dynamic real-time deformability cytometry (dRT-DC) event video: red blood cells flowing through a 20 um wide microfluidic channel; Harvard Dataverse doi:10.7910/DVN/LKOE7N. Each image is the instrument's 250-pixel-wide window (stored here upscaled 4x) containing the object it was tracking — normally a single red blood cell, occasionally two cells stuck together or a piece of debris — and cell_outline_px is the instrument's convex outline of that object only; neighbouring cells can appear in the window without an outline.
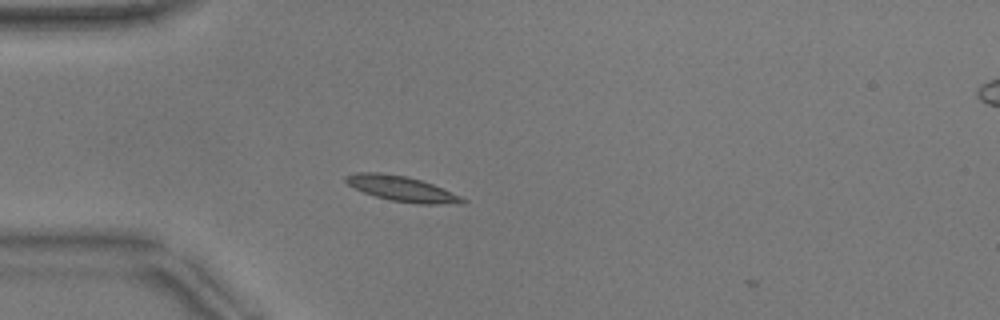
{"species": "common noctule bat (a hibernating species)", "species_latin": "Nyctalus noctula", "temperature_condition": "warm", "stored_images_in_passage": 37, "camera_frame_rate_fps": 3000, "um_per_image_px": 0.085, "animal": {"sex": "male", "body_mass_g": 17.9}, "frame": {"image": 1, "passage_image": 2, "time_ms": 0.333, "image_size_px": [1000, 320], "cell_outline_px": [[468, 200], [464, 204], [420, 204], [388, 200], [364, 192], [348, 184], [344, 180], [344, 176], [356, 172], [380, 172], [408, 176], [432, 184], [460, 196]], "centroid_in_image_um": [34.16, 16.04], "position_along_channel_um": 50.8, "area_um2": 17.17}}
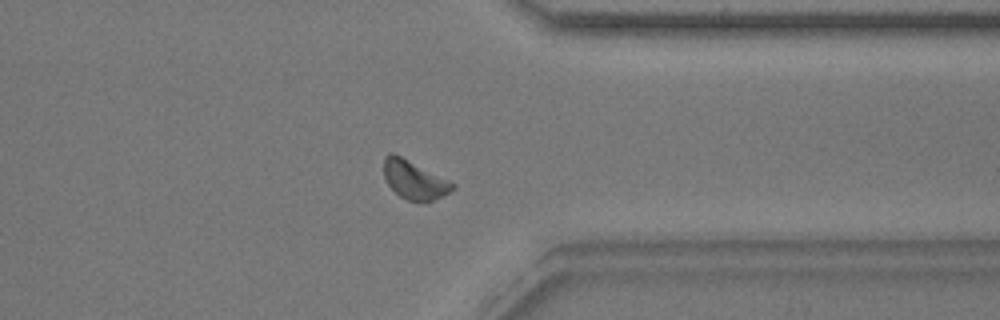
{"frame": {"image": 2, "passage_image": 29, "time_ms": 9.333, "image_size_px": [1000, 320], "cell_outline_px": [[456, 188], [432, 200], [408, 200], [400, 196], [388, 184], [384, 176], [384, 156], [388, 152], [392, 152], [456, 184]], "centroid_in_image_um": [35.19, 15.26], "position_along_channel_um": 376.2, "area_um2": 14.91}}
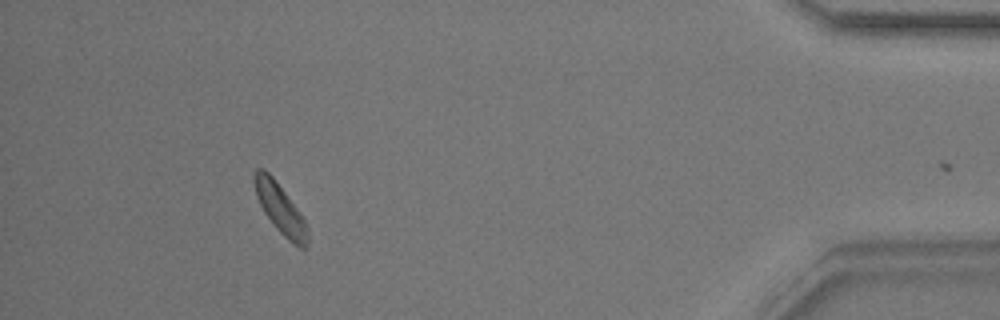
{"frame": {"image": 3, "passage_image": 36, "time_ms": 11.667, "image_size_px": [1000, 320], "cell_outline_px": [[308, 244], [304, 248], [300, 248], [292, 244], [276, 228], [264, 212], [256, 196], [252, 180], [252, 172], [256, 168], [264, 168], [272, 176], [300, 212], [308, 228]], "centroid_in_image_um": [23.79, 17.71], "position_along_channel_um": 411.4, "area_um2": 15.55}, "authors_computed_cell_mechanics": {"area_um2": 15.4904, "velocity_mm_per_s": 3.7946, "shape_relaxation_time_tau1_ms": 2.8137, "shape_relaxation_time_tau2_ms": 6.5061, "deformation_change_tau1": 0.0867, "deformation_change_tau2": 0.1166}}